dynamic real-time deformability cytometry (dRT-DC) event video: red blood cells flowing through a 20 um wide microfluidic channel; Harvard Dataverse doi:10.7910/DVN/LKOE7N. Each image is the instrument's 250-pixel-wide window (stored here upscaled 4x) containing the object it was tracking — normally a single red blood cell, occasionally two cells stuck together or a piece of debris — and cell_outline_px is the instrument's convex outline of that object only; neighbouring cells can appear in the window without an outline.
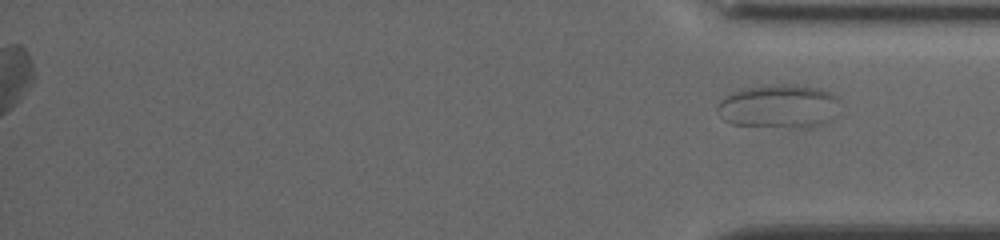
{"species": "common noctule bat (a hibernating species)", "species_latin": "Nyctalus noctula", "temperature_condition": "cold", "stored_images_in_passage": 17, "segment_of_instrument_passage": [2, 2], "camera_frame_rate_fps": 3000, "um_per_image_px": 0.085, "animal": {"sex": "female", "body_mass_g": 19.5, "forearm_length_mm": 54.1}, "frame": {"image": 1, "passage_image": 17, "time_ms": 13.0, "image_size_px": [1000, 240], "cell_outline_px": [[840, 100], [816, 124], [732, 124], [724, 120], [720, 116], [716, 108], [720, 100], [744, 88], [772, 84], [796, 84], [820, 88], [836, 96]], "centroid_in_image_um": [66.04, 8.93], "position_along_channel_um": 369.2, "area_um2": 28.73}}